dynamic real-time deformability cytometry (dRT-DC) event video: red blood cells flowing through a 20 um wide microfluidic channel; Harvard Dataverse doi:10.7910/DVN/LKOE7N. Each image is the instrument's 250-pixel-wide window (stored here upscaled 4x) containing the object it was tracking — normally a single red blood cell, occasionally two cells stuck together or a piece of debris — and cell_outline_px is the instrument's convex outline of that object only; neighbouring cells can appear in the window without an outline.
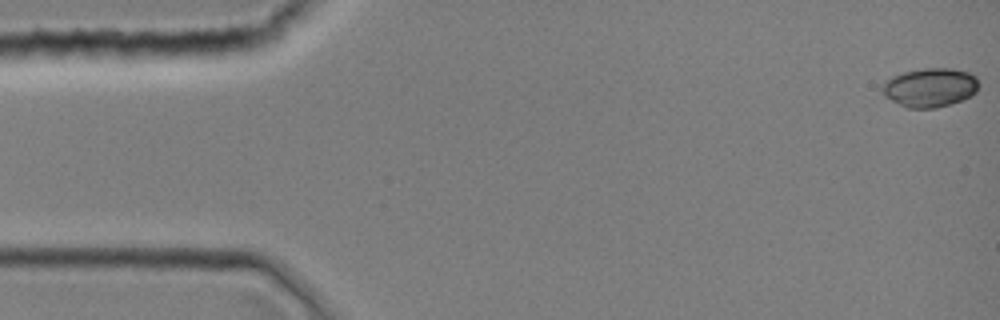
{"species": "common noctule bat (a hibernating species)", "species_latin": "Nyctalus noctula", "temperature_condition": "room temperature", "stored_images_in_passage": 41, "camera_frame_rate_fps": 3000, "um_per_image_px": 0.085, "animal": {"sex": "female", "body_mass_g": 19.0, "forearm_length_mm": 51.5}, "frame": {"image": 1, "passage_image": 1, "time_ms": 0.0, "image_size_px": [1000, 320], "cell_outline_px": [[980, 84], [976, 92], [960, 100], [936, 108], [908, 108], [884, 96], [880, 88], [880, 84], [884, 80], [892, 76], [904, 72], [924, 68], [952, 68], [968, 72], [976, 76]], "centroid_in_image_um": [79.02, 7.42], "position_along_channel_um": 6.0, "area_um2": 22.02}}
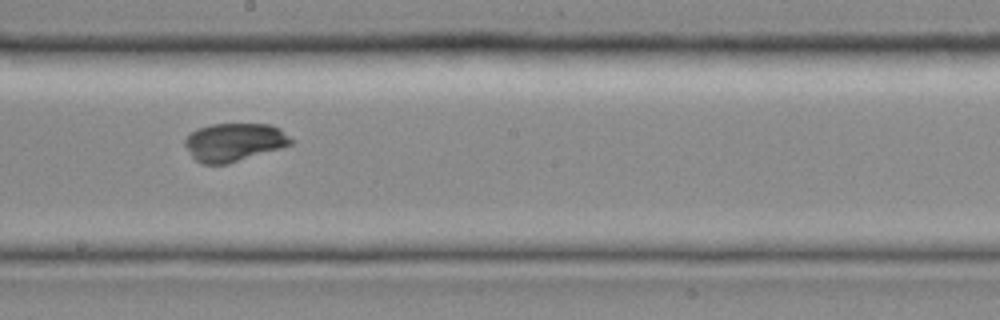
{"frame": {"image": 2, "passage_image": 23, "time_ms": 7.333, "image_size_px": [1000, 320], "cell_outline_px": [[296, 140], [292, 144], [280, 148], [228, 164], [200, 164], [192, 156], [184, 144], [184, 140], [192, 132], [200, 128], [212, 124], [272, 124], [280, 128]], "centroid_in_image_um": [19.95, 12.08], "position_along_channel_um": 228.3, "area_um2": 23.64}}
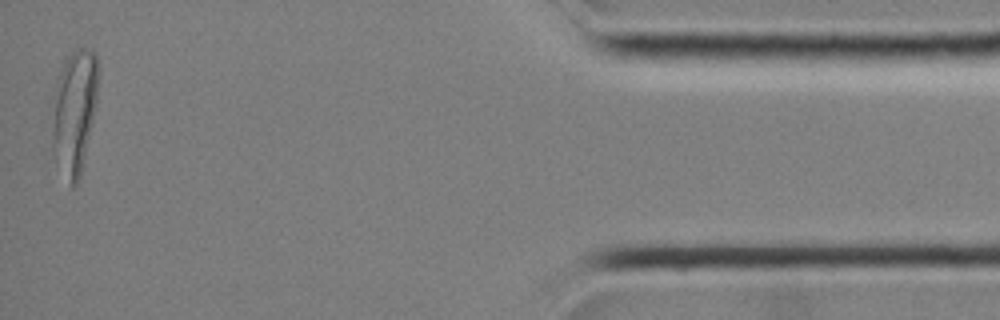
{"frame": {"image": 3, "passage_image": 40, "time_ms": 13.0, "image_size_px": [1000, 320], "cell_outline_px": [[96, 108], [80, 176], [76, 184], [72, 188], [52, 144], [52, 96], [60, 68], [64, 60], [76, 48], [84, 48], [96, 52]], "centroid_in_image_um": [6.3, 9.39], "position_along_channel_um": 428.9, "area_um2": 32.6}}